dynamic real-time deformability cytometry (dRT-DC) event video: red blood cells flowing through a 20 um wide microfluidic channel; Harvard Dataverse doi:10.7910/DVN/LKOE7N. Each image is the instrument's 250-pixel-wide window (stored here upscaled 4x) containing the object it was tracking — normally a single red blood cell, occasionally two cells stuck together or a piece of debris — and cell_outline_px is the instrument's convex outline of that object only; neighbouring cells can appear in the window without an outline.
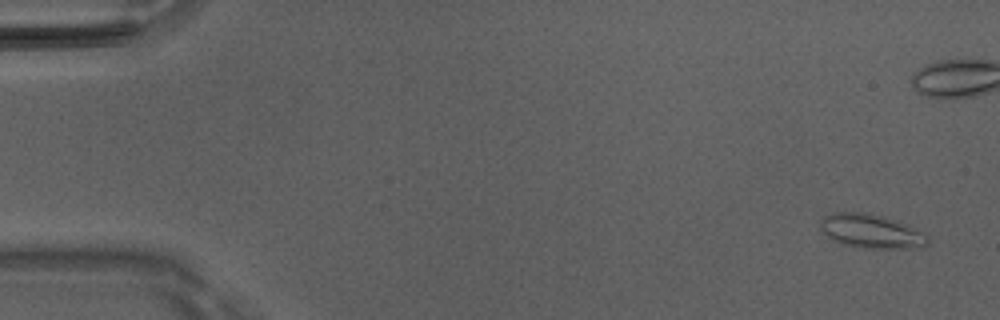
{"species": "Egyptian fruit bat (a non-hibernating species)", "species_latin": "Rousettus aegyptiacus", "temperature_condition": "room temperature", "stored_images_in_passage": 15, "camera_frame_rate_fps": 3000, "um_per_image_px": 0.085, "animal": {"sex": "male"}, "frame": {"image": 1, "passage_image": 3, "time_ms": 0.667, "image_size_px": [1000, 320], "cell_outline_px": [[928, 244], [924, 248], [864, 248], [844, 244], [832, 240], [820, 228], [820, 220], [824, 216], [832, 212], [864, 212], [884, 216], [900, 220], [924, 232], [928, 236]], "centroid_in_image_um": [74.11, 19.64], "position_along_channel_um": 10.9, "area_um2": 21.68}}